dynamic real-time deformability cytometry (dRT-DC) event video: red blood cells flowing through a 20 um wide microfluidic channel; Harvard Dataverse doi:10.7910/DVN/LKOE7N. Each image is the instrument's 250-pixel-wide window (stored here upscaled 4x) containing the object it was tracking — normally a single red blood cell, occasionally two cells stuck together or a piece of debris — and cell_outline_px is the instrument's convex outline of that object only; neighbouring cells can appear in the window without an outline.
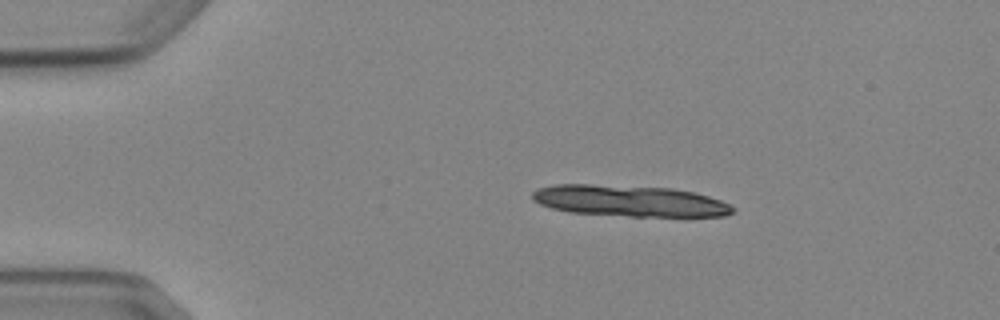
{"species": "Egyptian fruit bat (a non-hibernating species)", "species_latin": "Rousettus aegyptiacus", "temperature_condition": "cold", "stored_images_in_passage": 3, "camera_frame_rate_fps": 3000, "um_per_image_px": 0.085, "animal": {"sex": "female"}, "frame": {"image": 1, "passage_image": 1, "time_ms": 0.0, "image_size_px": [1000, 320], "cell_outline_px": [[736, 208], [732, 212], [724, 216], [628, 216], [568, 212], [552, 208], [540, 204], [532, 200], [532, 192], [536, 188], [556, 184], [588, 184], [672, 188], [692, 192], [708, 196], [732, 204]], "centroid_in_image_um": [53.49, 17.07], "position_along_channel_um": 31.5, "area_um2": 36.53}}